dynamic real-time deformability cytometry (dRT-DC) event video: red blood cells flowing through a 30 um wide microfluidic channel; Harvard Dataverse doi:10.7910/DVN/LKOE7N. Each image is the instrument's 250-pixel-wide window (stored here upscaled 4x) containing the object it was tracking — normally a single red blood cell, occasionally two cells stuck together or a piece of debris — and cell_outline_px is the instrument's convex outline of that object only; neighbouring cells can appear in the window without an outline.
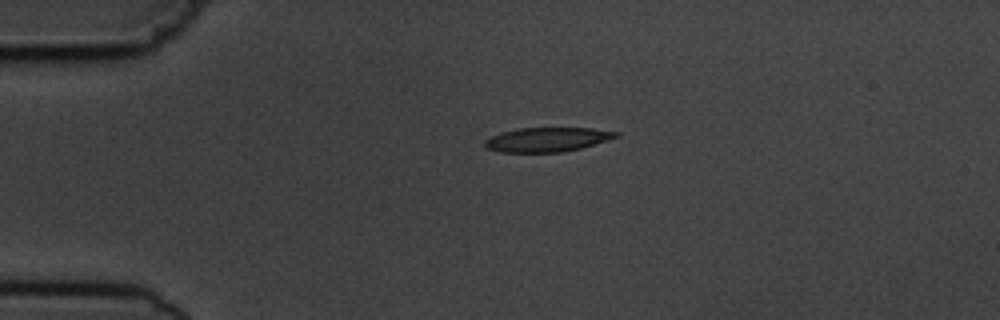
{"species": "common noctule bat (a hibernating species)", "species_latin": "Nyctalus noctula", "temperature_condition": "cold", "stored_images_in_passage": 2, "camera_frame_rate_fps": 3000, "um_per_image_px": 0.085, "animal": {"sex": "male", "body_mass_g": 19.5, "forearm_length_mm": 54.6}, "frame": {"image": 1, "passage_image": 1, "time_ms": 0.0, "image_size_px": [1000, 320], "cell_outline_px": [[620, 136], [580, 148], [560, 152], [500, 152], [488, 148], [484, 144], [484, 140], [500, 132], [520, 128], [592, 128], [620, 132]], "centroid_in_image_um": [46.51, 11.85], "position_along_channel_um": 38.5, "area_um2": 18.44}}